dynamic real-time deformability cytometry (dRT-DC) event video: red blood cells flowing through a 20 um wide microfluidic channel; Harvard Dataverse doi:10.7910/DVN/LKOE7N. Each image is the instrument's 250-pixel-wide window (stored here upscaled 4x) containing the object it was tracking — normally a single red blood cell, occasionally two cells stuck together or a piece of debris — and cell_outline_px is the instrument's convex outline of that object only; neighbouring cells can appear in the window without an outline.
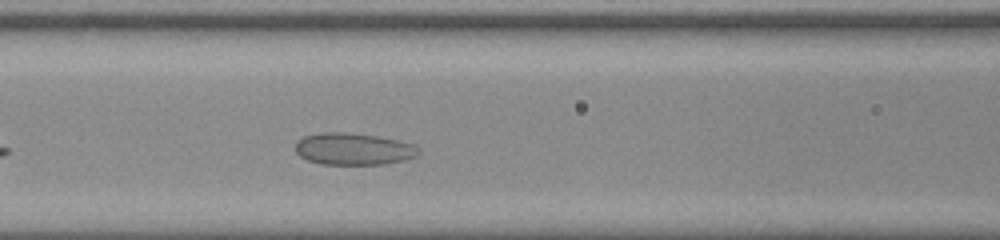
{"species": "common noctule bat (a hibernating species)", "species_latin": "Nyctalus noctula", "temperature_condition": "room temperature", "stored_images_in_passage": 30, "camera_frame_rate_fps": 3000, "um_per_image_px": 0.085, "animal": {"sex": "male", "body_mass_g": 20.0, "forearm_length_mm": 53.3}, "frame": {"image": 1, "passage_image": 6, "time_ms": 1.667, "image_size_px": [1000, 240], "cell_outline_px": [[420, 152], [416, 156], [404, 160], [388, 164], [320, 164], [308, 160], [300, 156], [296, 152], [296, 140], [304, 136], [324, 132], [344, 132], [376, 136], [396, 140], [412, 144], [420, 148]], "centroid_in_image_um": [30.04, 12.67], "position_along_channel_um": 136.6, "area_um2": 22.89}}
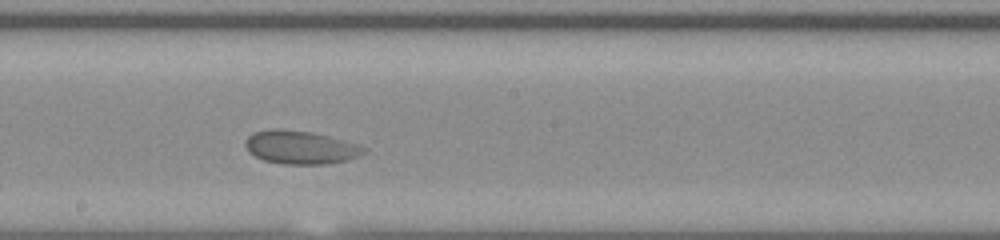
{"frame": {"image": 2, "passage_image": 13, "time_ms": 4.0, "image_size_px": [1000, 240], "cell_outline_px": [[368, 152], [360, 156], [348, 160], [324, 164], [284, 164], [264, 160], [248, 152], [244, 144], [244, 140], [252, 132], [272, 128], [276, 128], [312, 132], [360, 144], [368, 148]], "centroid_in_image_um": [25.56, 12.52], "position_along_channel_um": 222.6, "area_um2": 23.35}}
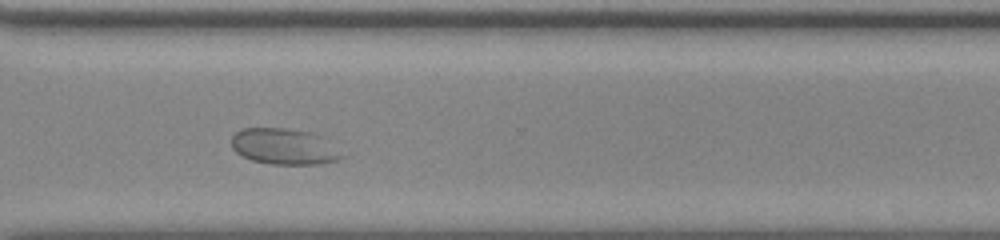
{"frame": {"image": 3, "passage_image": 23, "time_ms": 7.333, "image_size_px": [1000, 240], "cell_outline_px": [[344, 156], [340, 160], [320, 164], [268, 164], [252, 160], [236, 152], [232, 148], [232, 136], [236, 132], [244, 128], [284, 128], [308, 132], [320, 136]], "centroid_in_image_um": [24.11, 12.47], "position_along_channel_um": 346.5, "area_um2": 22.83}}